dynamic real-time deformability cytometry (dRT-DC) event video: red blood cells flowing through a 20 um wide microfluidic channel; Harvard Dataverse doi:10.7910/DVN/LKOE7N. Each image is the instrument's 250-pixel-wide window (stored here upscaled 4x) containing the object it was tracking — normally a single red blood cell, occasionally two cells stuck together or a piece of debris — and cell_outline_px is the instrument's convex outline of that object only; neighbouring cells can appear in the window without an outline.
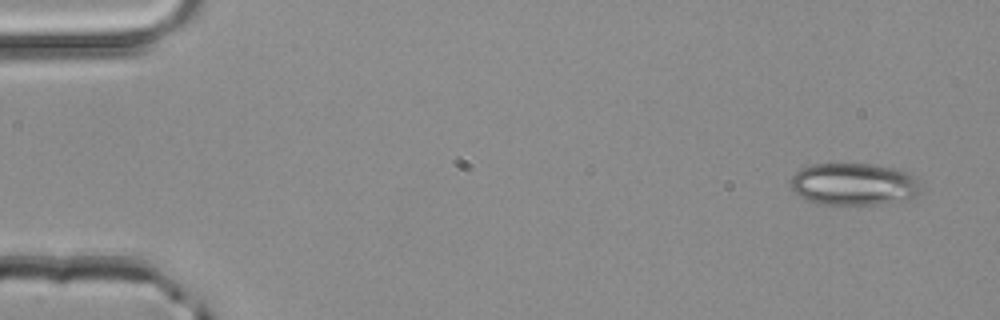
{"species": "common noctule bat (a hibernating species)", "species_latin": "Nyctalus noctula", "temperature_condition": "room temperature", "stored_images_in_passage": 3, "camera_frame_rate_fps": 3000, "um_per_image_px": 0.085, "animal": {"sex": "male", "body_mass_g": 20.4}, "frame": {"image": 1, "passage_image": 1, "time_ms": 0.0, "image_size_px": [1000, 320], "cell_outline_px": [[924, 192], [908, 200], [876, 204], [820, 204], [808, 200], [800, 196], [792, 188], [792, 176], [800, 168], [812, 164], [872, 164], [896, 168], [908, 172], [916, 176], [924, 184]], "centroid_in_image_um": [72.7, 15.65], "position_along_channel_um": 12.3, "area_um2": 32.54}}